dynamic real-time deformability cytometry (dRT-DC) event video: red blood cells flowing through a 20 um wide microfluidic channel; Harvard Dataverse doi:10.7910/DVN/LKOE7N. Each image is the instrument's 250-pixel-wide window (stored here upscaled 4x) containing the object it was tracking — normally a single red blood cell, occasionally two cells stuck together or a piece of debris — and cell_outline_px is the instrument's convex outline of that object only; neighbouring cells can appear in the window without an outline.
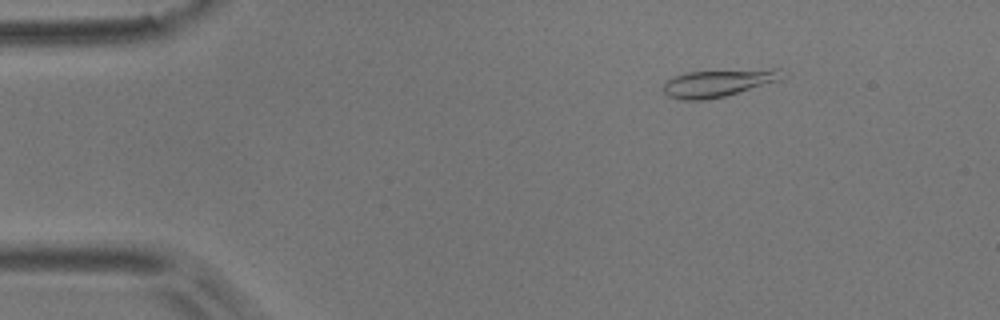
{"species": "common noctule bat (a hibernating species)", "species_latin": "Nyctalus noctula", "temperature_condition": "room temperature", "stored_images_in_passage": 48, "camera_frame_rate_fps": 3000, "um_per_image_px": 0.085, "animal": {"sex": "male", "body_mass_g": 17.9}, "frame": {"image": 1, "passage_image": 2, "time_ms": 0.333, "image_size_px": [1000, 320], "cell_outline_px": [[780, 80], [724, 96], [704, 100], [684, 100], [668, 96], [664, 92], [664, 84], [668, 80], [676, 76], [688, 72], [776, 68], [780, 68]], "centroid_in_image_um": [61.03, 7.05], "position_along_channel_um": 24.0, "area_um2": 18.5}}
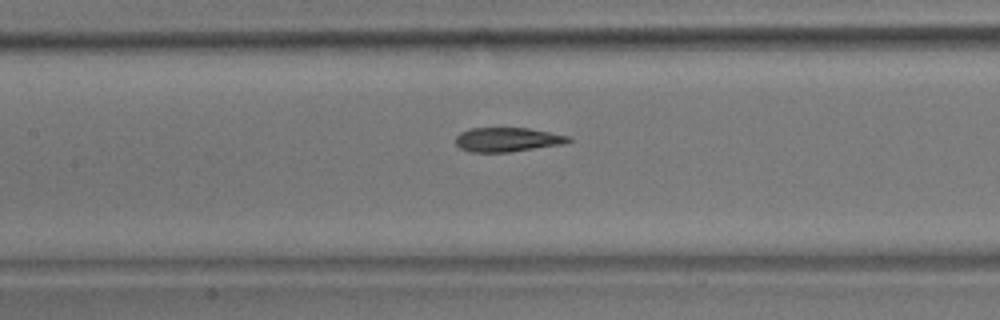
{"frame": {"image": 2, "passage_image": 19, "time_ms": 6.0, "image_size_px": [1000, 320], "cell_outline_px": [[572, 140], [564, 144], [508, 152], [472, 152], [460, 148], [456, 144], [456, 136], [460, 132], [468, 128], [528, 128], [572, 136]], "centroid_in_image_um": [43.14, 11.86], "position_along_channel_um": 164.3, "area_um2": 16.01}}
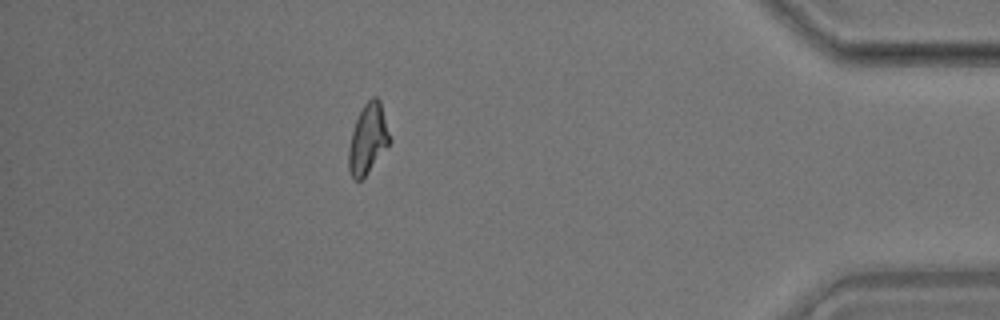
{"frame": {"image": 3, "passage_image": 42, "time_ms": 13.667, "image_size_px": [1000, 320], "cell_outline_px": [[392, 140], [364, 176], [360, 180], [356, 180], [352, 176], [348, 168], [348, 148], [352, 132], [356, 120], [364, 104], [372, 96], [376, 96], [380, 100]], "centroid_in_image_um": [31.28, 11.77], "position_along_channel_um": 403.9, "area_um2": 16.47}, "authors_computed_cell_mechanics": {"area_um2": 16.9643, "velocity_mm_per_s": 3.7059, "shape_relaxation_time_tau1_ms": 4.9774, "shape_relaxation_time_tau2_ms": 2.2971, "deformation_change_tau1": 0.1543, "deformation_change_tau2": 0.091}}